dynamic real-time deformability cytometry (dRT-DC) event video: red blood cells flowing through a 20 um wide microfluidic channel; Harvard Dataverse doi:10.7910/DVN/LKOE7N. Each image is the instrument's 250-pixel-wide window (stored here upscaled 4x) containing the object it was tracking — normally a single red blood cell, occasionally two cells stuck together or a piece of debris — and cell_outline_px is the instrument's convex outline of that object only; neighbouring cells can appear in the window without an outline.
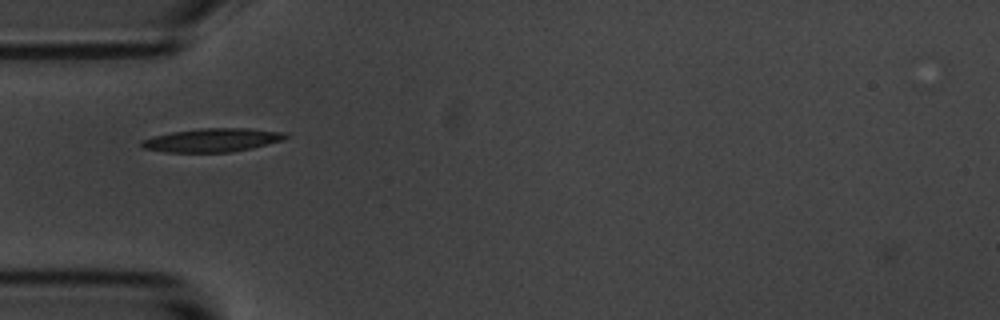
{"species": "common noctule bat (a hibernating species)", "species_latin": "Nyctalus noctula", "temperature_condition": "room temperature", "stored_images_in_passage": 3, "camera_frame_rate_fps": 3000, "um_per_image_px": 0.085, "animal": {"sex": "male", "body_mass_g": 20.1, "forearm_length_mm": 53.5}, "frame": {"image": 1, "passage_image": 2, "time_ms": 1.0, "image_size_px": [1000, 320], "cell_outline_px": [[288, 136], [280, 140], [252, 148], [228, 152], [164, 152], [144, 148], [140, 144], [140, 140], [152, 136], [172, 132], [200, 128], [248, 128], [284, 132]], "centroid_in_image_um": [17.98, 11.9], "position_along_channel_um": 67.0, "area_um2": 19.59}}